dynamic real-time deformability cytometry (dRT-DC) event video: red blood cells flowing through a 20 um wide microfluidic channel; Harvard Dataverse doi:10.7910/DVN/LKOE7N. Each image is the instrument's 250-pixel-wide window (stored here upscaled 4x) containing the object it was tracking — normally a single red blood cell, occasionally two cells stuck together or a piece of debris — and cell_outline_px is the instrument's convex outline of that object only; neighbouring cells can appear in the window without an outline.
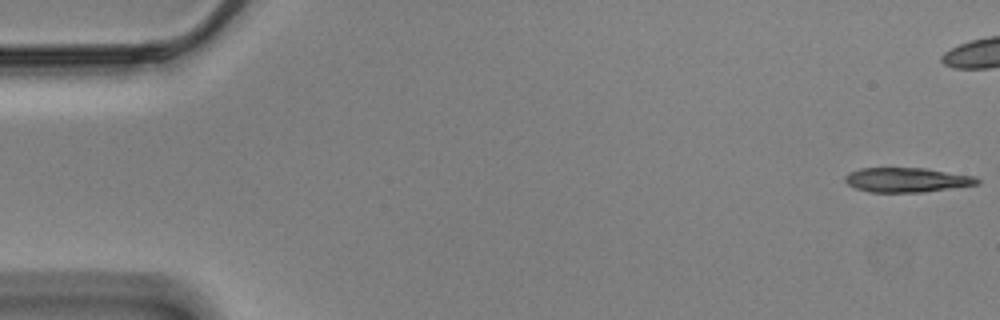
{"species": "Egyptian fruit bat (a non-hibernating species)", "species_latin": "Rousettus aegyptiacus", "temperature_condition": "cold", "stored_images_in_passage": 48, "camera_frame_rate_fps": 3000, "um_per_image_px": 0.085, "animal": {"sex": "male"}, "frame": {"image": 1, "passage_image": 1, "time_ms": 0.0, "image_size_px": [1000, 320], "cell_outline_px": [[980, 184], [924, 192], [872, 192], [856, 188], [848, 184], [844, 180], [844, 176], [848, 172], [860, 168], [924, 168], [976, 176], [980, 180]], "centroid_in_image_um": [77.09, 15.29], "position_along_channel_um": 7.9, "area_um2": 18.96}}
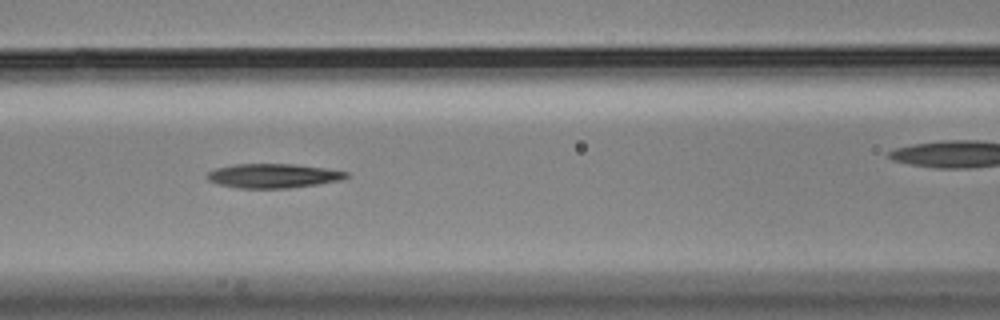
{"frame": {"image": 2, "passage_image": 24, "time_ms": 7.667, "image_size_px": [1000, 320], "cell_outline_px": [[348, 176], [340, 180], [316, 184], [288, 188], [240, 188], [220, 184], [208, 180], [204, 176], [208, 172], [216, 168], [232, 164], [296, 164], [324, 168], [348, 172]], "centroid_in_image_um": [23.18, 14.93], "position_along_channel_um": 143.4, "area_um2": 19.54}}
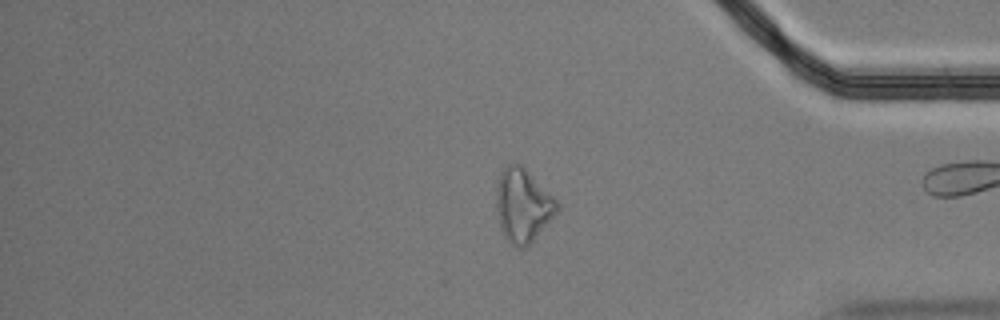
{"frame": {"image": 3, "passage_image": 47, "time_ms": 15.333, "image_size_px": [1000, 320], "cell_outline_px": [[560, 208], [532, 240], [524, 248], [516, 248], [508, 244], [504, 236], [500, 224], [496, 208], [496, 188], [500, 172], [508, 164], [520, 164], [556, 200]], "centroid_in_image_um": [44.4, 17.48], "position_along_channel_um": 390.8, "area_um2": 25.43}}